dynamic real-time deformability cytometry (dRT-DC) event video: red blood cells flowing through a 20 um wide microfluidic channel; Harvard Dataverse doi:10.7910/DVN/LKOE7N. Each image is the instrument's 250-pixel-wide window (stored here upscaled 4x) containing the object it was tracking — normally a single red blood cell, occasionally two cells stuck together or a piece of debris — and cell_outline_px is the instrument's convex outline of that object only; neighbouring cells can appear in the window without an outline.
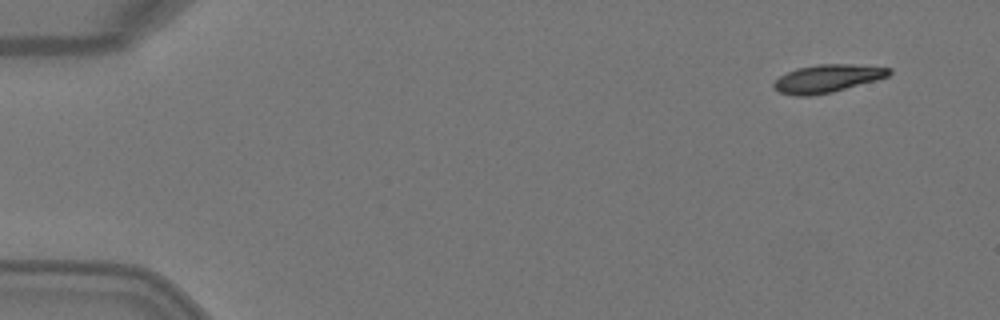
{"species": "Egyptian fruit bat (a non-hibernating species)", "species_latin": "Rousettus aegyptiacus", "temperature_condition": "warm", "stored_images_in_passage": 4, "camera_frame_rate_fps": 3000, "um_per_image_px": 0.085, "animal": {"sex": "female"}, "frame": {"image": 1, "passage_image": 1, "time_ms": 0.0, "image_size_px": [1000, 320], "cell_outline_px": [[892, 72], [888, 76], [876, 80], [832, 92], [812, 96], [796, 96], [780, 92], [772, 88], [772, 84], [780, 76], [796, 68], [816, 64], [852, 64], [892, 68]], "centroid_in_image_um": [70.31, 6.67], "position_along_channel_um": 14.7, "area_um2": 18.79}}
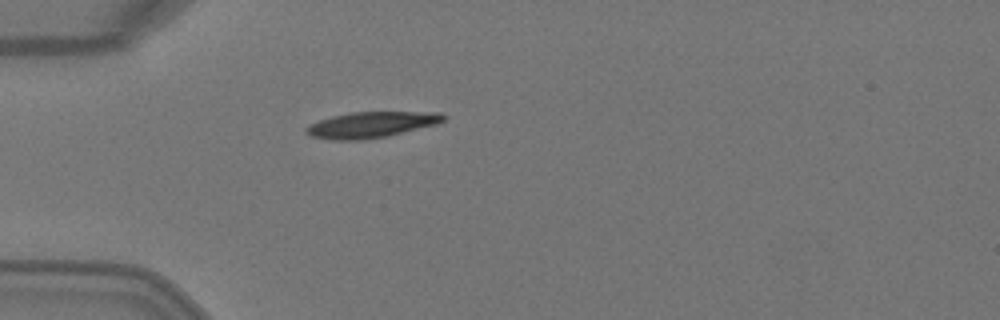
{"frame": {"image": 2, "passage_image": 4, "time_ms": 1.0, "image_size_px": [1000, 320], "cell_outline_px": [[448, 116], [444, 120], [436, 124], [388, 136], [364, 140], [332, 140], [312, 136], [304, 132], [304, 128], [308, 124], [332, 116], [352, 112], [440, 112]], "centroid_in_image_um": [31.54, 10.6], "position_along_channel_um": 53.5, "area_um2": 20.81}}